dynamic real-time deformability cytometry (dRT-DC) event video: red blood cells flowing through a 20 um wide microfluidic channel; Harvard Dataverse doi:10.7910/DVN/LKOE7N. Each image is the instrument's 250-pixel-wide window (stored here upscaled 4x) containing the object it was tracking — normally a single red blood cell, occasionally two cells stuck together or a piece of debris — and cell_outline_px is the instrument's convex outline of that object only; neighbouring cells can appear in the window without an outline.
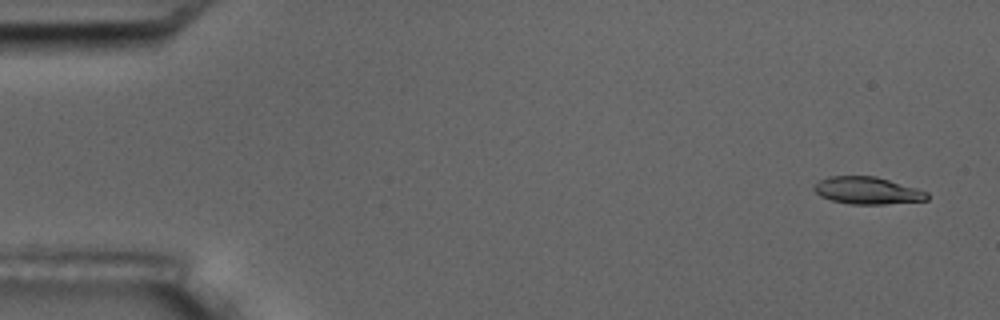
{"species": "common noctule bat (a hibernating species)", "species_latin": "Nyctalus noctula", "temperature_condition": "room temperature", "stored_images_in_passage": 4, "camera_frame_rate_fps": 3000, "um_per_image_px": 0.085, "animal": {"sex": "male", "body_mass_g": 17.5, "forearm_length_mm": 52.3}, "frame": {"image": 1, "passage_image": 1, "time_ms": 0.0, "image_size_px": [1000, 320], "cell_outline_px": [[928, 200], [884, 204], [852, 204], [832, 200], [820, 196], [812, 188], [812, 184], [828, 176], [876, 176], [916, 188], [928, 192]], "centroid_in_image_um": [73.7, 16.19], "position_along_channel_um": 11.3, "area_um2": 17.92}}
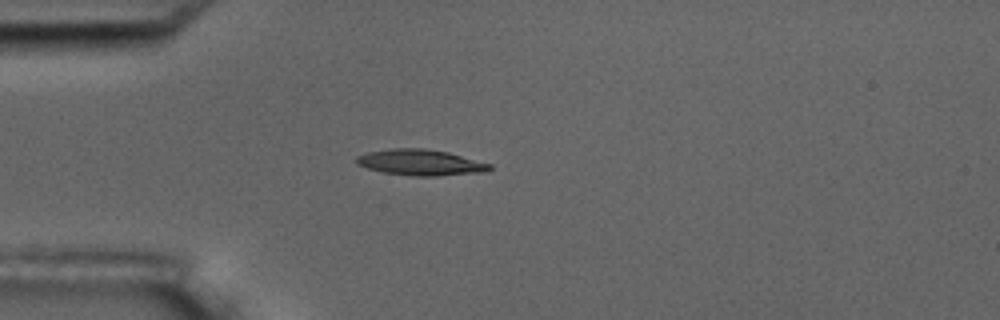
{"frame": {"image": 2, "passage_image": 4, "time_ms": 4.333, "image_size_px": [1000, 320], "cell_outline_px": [[492, 168], [488, 172], [436, 176], [412, 176], [384, 172], [368, 168], [356, 164], [356, 156], [368, 152], [392, 148], [424, 148], [448, 152], [492, 164]], "centroid_in_image_um": [35.78, 13.81], "position_along_channel_um": 49.2, "area_um2": 20.23}}